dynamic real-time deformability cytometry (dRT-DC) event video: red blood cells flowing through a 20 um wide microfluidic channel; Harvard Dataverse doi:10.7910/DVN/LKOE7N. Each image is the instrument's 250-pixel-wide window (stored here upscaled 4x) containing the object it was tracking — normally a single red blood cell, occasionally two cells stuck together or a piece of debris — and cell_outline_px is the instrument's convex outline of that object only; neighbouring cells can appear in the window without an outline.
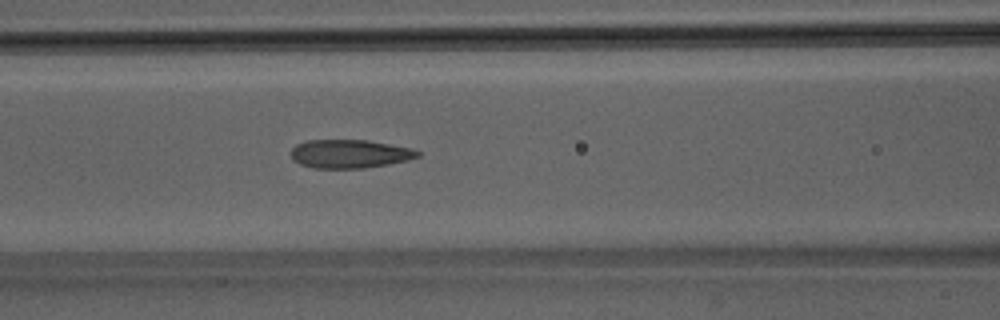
{"species": "Egyptian fruit bat (a non-hibernating species)", "species_latin": "Rousettus aegyptiacus", "temperature_condition": "room temperature", "stored_images_in_passage": 50, "camera_frame_rate_fps": 3000, "um_per_image_px": 0.085, "animal": {"sex": "male"}, "frame": {"image": 1, "passage_image": 21, "time_ms": 6.667, "image_size_px": [1000, 320], "cell_outline_px": [[420, 156], [408, 160], [388, 164], [364, 168], [312, 168], [300, 164], [292, 160], [292, 148], [296, 144], [308, 140], [368, 140], [412, 148], [420, 152]], "centroid_in_image_um": [29.72, 13.07], "position_along_channel_um": 136.9, "area_um2": 21.1}}
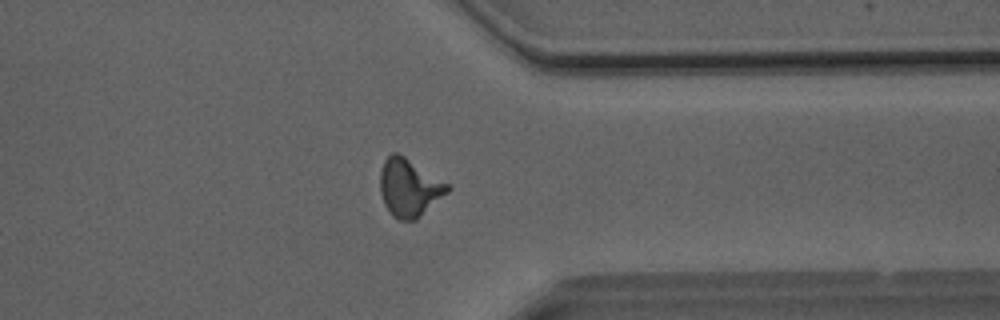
{"frame": {"image": 2, "passage_image": 39, "time_ms": 12.667, "image_size_px": [1000, 320], "cell_outline_px": [[452, 188], [448, 192], [416, 220], [400, 220], [392, 216], [384, 204], [380, 192], [380, 172], [384, 160], [392, 152], [396, 152], [404, 156], [448, 184]], "centroid_in_image_um": [34.76, 15.96], "position_along_channel_um": 376.6, "area_um2": 22.48}}
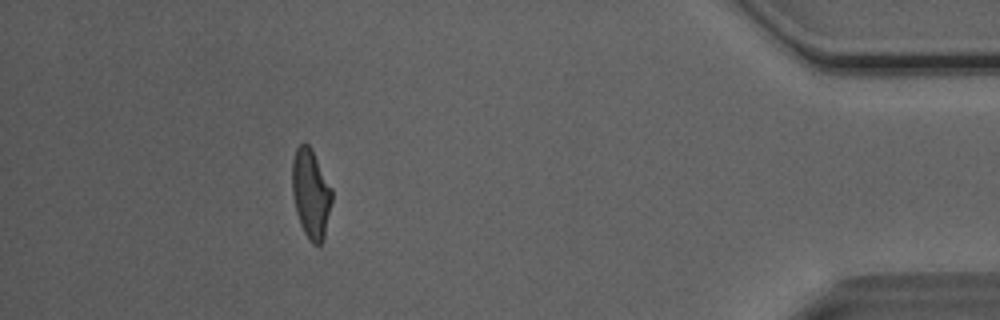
{"frame": {"image": 3, "passage_image": 45, "time_ms": 14.667, "image_size_px": [1000, 320], "cell_outline_px": [[332, 200], [324, 240], [320, 244], [312, 244], [304, 232], [300, 224], [296, 212], [292, 196], [292, 160], [296, 148], [304, 140], [312, 148], [332, 188]], "centroid_in_image_um": [26.42, 16.43], "position_along_channel_um": 408.8, "area_um2": 20.98}, "authors_computed_cell_mechanics": {"area_um2": 21.3571, "velocity_mm_per_s": 4.0709, "shape_relaxation_time_tau1_ms": 7.2862, "shape_relaxation_time_tau2_ms": 1.155, "deformation_change_tau1": 0.2108, "deformation_change_tau2": 0.0876}}